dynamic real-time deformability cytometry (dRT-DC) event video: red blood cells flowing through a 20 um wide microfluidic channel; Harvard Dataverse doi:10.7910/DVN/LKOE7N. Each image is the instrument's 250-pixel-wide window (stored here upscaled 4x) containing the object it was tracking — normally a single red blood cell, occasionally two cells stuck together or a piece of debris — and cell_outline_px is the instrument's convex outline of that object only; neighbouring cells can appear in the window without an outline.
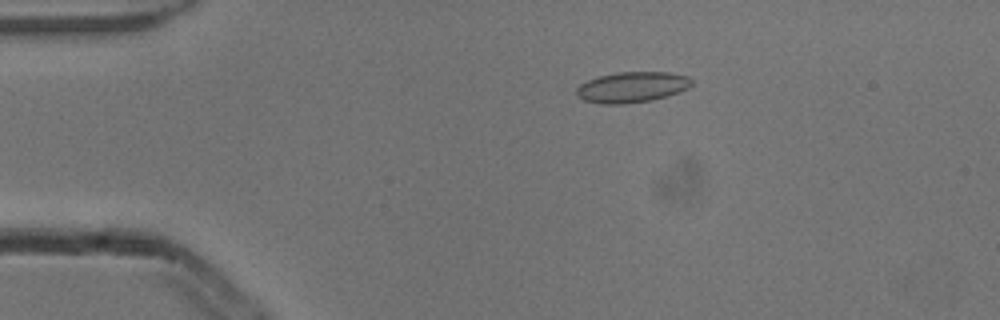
{"species": "common noctule bat (a hibernating species)", "species_latin": "Nyctalus noctula", "temperature_condition": "cold", "stored_images_in_passage": 4, "camera_frame_rate_fps": 3000, "um_per_image_px": 0.085, "animal": {"sex": "male", "body_mass_g": 13.3}, "frame": {"image": 1, "passage_image": 2, "time_ms": 0.333, "image_size_px": [1000, 320], "cell_outline_px": [[692, 84], [688, 88], [680, 92], [652, 100], [624, 104], [600, 104], [584, 100], [576, 96], [576, 88], [580, 84], [588, 80], [600, 76], [616, 72], [668, 72], [688, 76], [692, 80]], "centroid_in_image_um": [53.71, 7.41], "position_along_channel_um": 31.3, "area_um2": 20.69}}
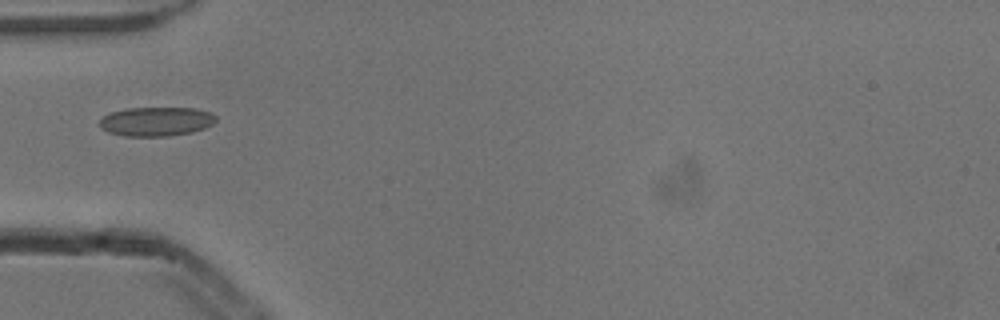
{"frame": {"image": 2, "passage_image": 4, "time_ms": 1.0, "image_size_px": [1000, 320], "cell_outline_px": [[216, 120], [212, 124], [204, 128], [192, 132], [168, 136], [124, 136], [108, 132], [100, 128], [100, 120], [104, 116], [112, 112], [124, 108], [196, 108], [212, 112], [216, 116]], "centroid_in_image_um": [13.29, 10.32], "position_along_channel_um": 71.7, "area_um2": 19.83}}